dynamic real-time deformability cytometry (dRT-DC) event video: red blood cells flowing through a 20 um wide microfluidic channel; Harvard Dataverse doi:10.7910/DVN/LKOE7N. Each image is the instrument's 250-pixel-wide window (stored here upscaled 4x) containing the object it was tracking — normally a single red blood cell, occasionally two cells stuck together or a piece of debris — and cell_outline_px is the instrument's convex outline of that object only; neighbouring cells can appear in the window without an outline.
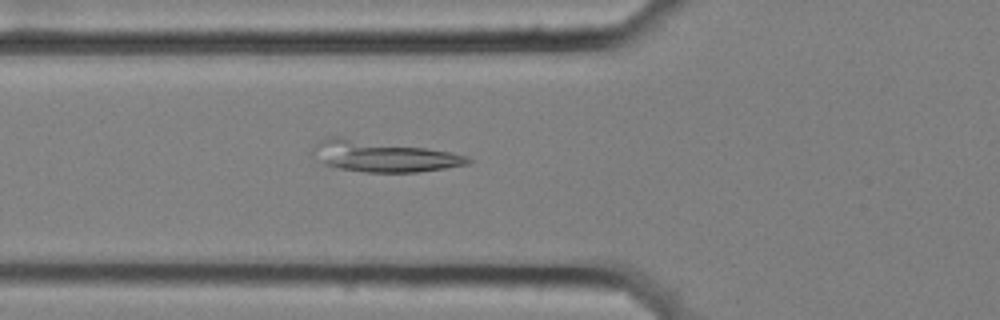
{"species": "common noctule bat (a hibernating species)", "species_latin": "Nyctalus noctula", "temperature_condition": "cold", "stored_images_in_passage": 26, "camera_frame_rate_fps": 3000, "um_per_image_px": 0.085, "animal": {"sex": "female", "body_mass_g": 25.1}, "frame": {"image": 1, "passage_image": 5, "time_ms": 1.333, "image_size_px": [1000, 320], "cell_outline_px": [[472, 160], [468, 164], [444, 168], [416, 172], [364, 172], [340, 168], [324, 164], [308, 152], [316, 144], [328, 136], [340, 136], [428, 148], [452, 152], [468, 156]], "centroid_in_image_um": [32.52, 13.26], "position_along_channel_um": 93.3, "area_um2": 28.26}}
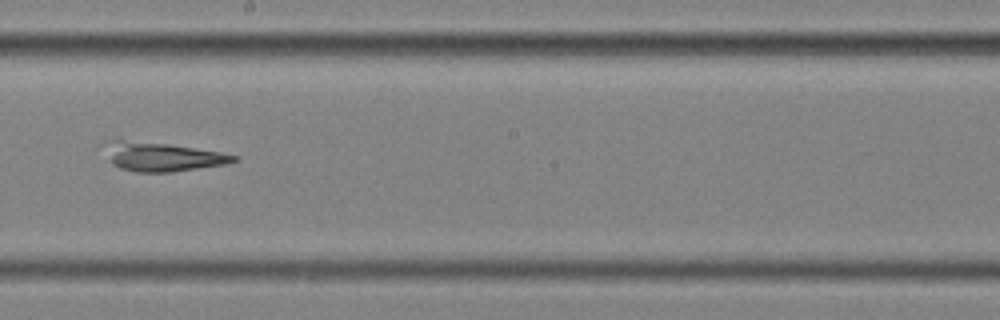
{"frame": {"image": 2, "passage_image": 17, "time_ms": 5.333, "image_size_px": [1000, 320], "cell_outline_px": [[240, 160], [224, 164], [172, 172], [136, 172], [120, 168], [112, 164], [100, 144], [104, 140], [120, 140], [168, 144], [220, 152], [240, 156]], "centroid_in_image_um": [13.72, 13.32], "position_along_channel_um": 234.5, "area_um2": 21.79}}
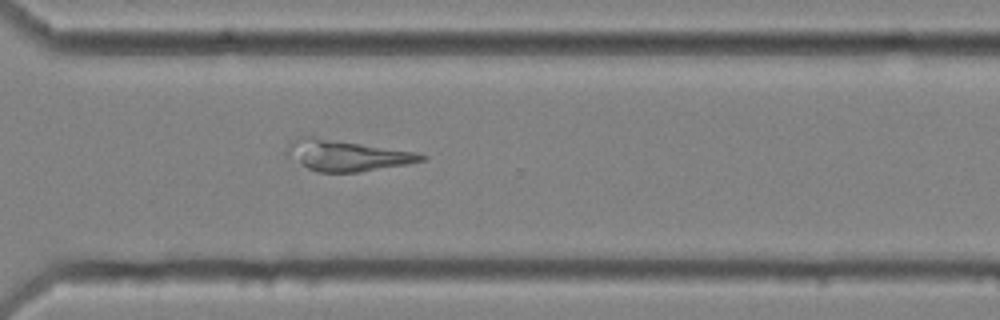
{"frame": {"image": 3, "passage_image": 26, "time_ms": 8.333, "image_size_px": [1000, 320], "cell_outline_px": [[428, 156], [424, 160], [408, 164], [356, 172], [320, 172], [308, 168], [284, 152], [288, 144], [296, 136], [312, 136], [416, 152]], "centroid_in_image_um": [29.45, 13.19], "position_along_channel_um": 341.1, "area_um2": 23.99}}